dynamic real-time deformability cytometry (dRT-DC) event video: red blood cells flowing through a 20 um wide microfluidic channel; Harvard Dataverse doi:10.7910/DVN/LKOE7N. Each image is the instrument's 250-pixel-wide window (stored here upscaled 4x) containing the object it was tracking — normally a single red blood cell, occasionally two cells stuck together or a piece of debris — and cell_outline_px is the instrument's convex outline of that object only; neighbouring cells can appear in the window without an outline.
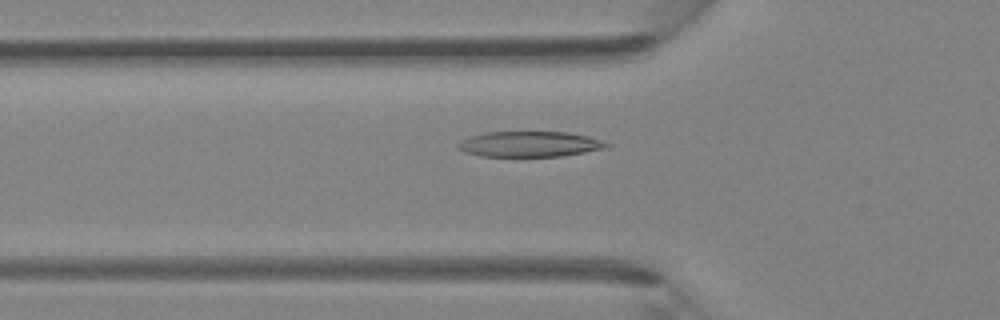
{"species": "Egyptian fruit bat (a non-hibernating species)", "species_latin": "Rousettus aegyptiacus", "temperature_condition": "room temperature", "stored_images_in_passage": 34, "camera_frame_rate_fps": 3000, "um_per_image_px": 0.085, "animal": {"sex": "female"}, "frame": {"image": 1, "passage_image": 8, "time_ms": 2.333, "image_size_px": [1000, 320], "cell_outline_px": [[612, 144], [608, 148], [560, 156], [480, 156], [464, 152], [456, 148], [456, 144], [472, 136], [488, 132], [564, 132], [588, 136]], "centroid_in_image_um": [45.03, 12.25], "position_along_channel_um": 80.8, "area_um2": 21.91}}
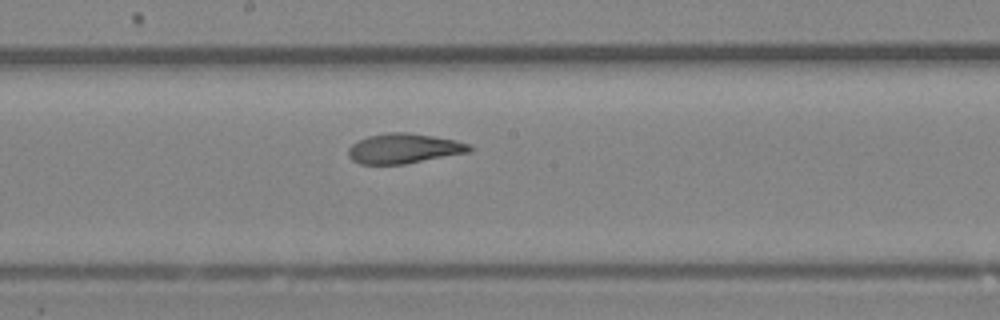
{"frame": {"image": 2, "passage_image": 17, "time_ms": 5.333, "image_size_px": [1000, 320], "cell_outline_px": [[476, 148], [472, 152], [404, 164], [360, 164], [352, 160], [348, 156], [348, 148], [352, 144], [368, 136], [388, 132], [408, 132], [456, 140], [468, 144]], "centroid_in_image_um": [34.37, 12.62], "position_along_channel_um": 213.8, "area_um2": 21.27}}
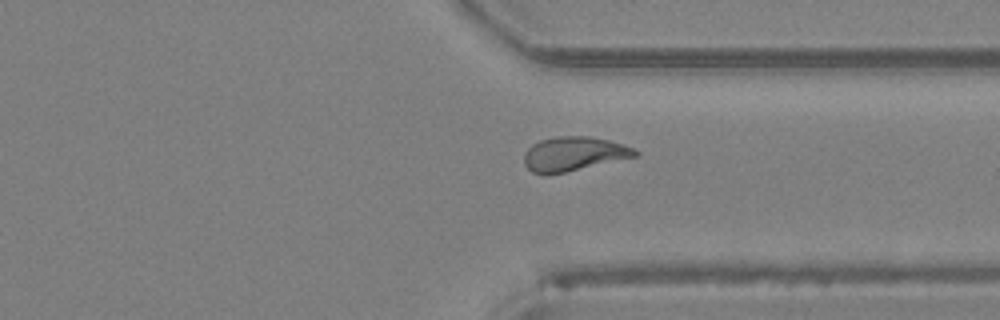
{"frame": {"image": 3, "passage_image": 27, "time_ms": 8.667, "image_size_px": [1000, 320], "cell_outline_px": [[640, 156], [548, 176], [544, 176], [532, 172], [524, 164], [524, 152], [532, 144], [540, 140], [556, 136], [588, 136], [608, 140], [632, 148], [640, 152]], "centroid_in_image_um": [48.75, 13.1], "position_along_channel_um": 362.7, "area_um2": 22.48}}